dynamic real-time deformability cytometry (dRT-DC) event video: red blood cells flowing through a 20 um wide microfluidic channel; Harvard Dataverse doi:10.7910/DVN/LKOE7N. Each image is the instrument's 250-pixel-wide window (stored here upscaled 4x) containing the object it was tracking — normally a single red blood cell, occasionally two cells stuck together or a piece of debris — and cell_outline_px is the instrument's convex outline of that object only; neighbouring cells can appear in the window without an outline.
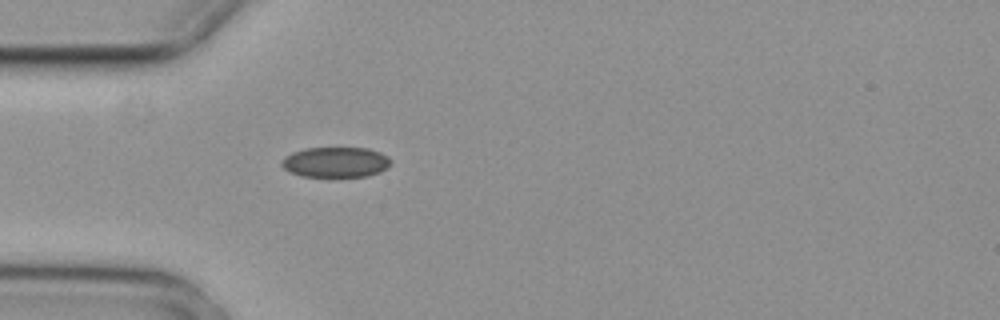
{"species": "common noctule bat (a hibernating species)", "species_latin": "Nyctalus noctula", "temperature_condition": "cold", "stored_images_in_passage": 1, "camera_frame_rate_fps": 3000, "um_per_image_px": 0.085, "animal": {"sex": "female", "body_mass_g": 29.2, "forearm_length_mm": 56.3}, "frame": {"image": 1, "passage_image": 1, "time_ms": 0.0, "image_size_px": [1000, 320], "cell_outline_px": [[392, 164], [380, 172], [368, 176], [304, 176], [288, 172], [280, 164], [284, 156], [292, 152], [304, 148], [368, 148], [380, 152], [388, 156], [392, 160]], "centroid_in_image_um": [28.54, 13.77], "position_along_channel_um": 56.5, "area_um2": 19.42}}